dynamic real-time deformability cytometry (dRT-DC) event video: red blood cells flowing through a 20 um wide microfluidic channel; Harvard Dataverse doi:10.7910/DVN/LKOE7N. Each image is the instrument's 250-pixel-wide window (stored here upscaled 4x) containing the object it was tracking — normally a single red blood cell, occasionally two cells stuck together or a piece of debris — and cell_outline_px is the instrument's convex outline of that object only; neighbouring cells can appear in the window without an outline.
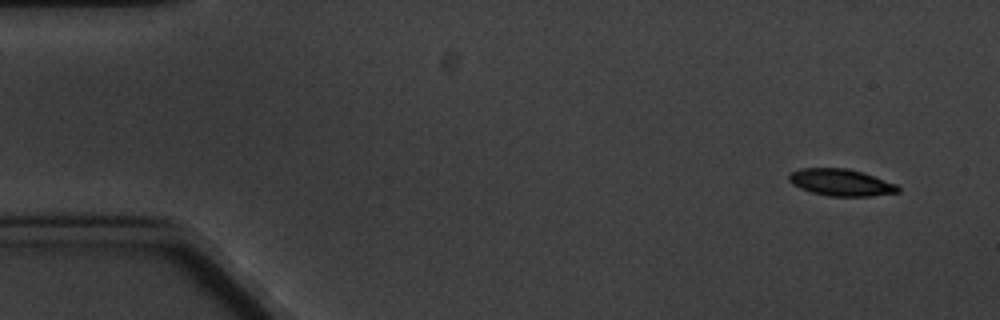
{"species": "common noctule bat (a hibernating species)", "species_latin": "Nyctalus noctula", "temperature_condition": "cold", "stored_images_in_passage": 4, "camera_frame_rate_fps": 3000, "um_per_image_px": 0.085, "animal": {"sex": "male", "body_mass_g": 20.1, "forearm_length_mm": 53.5}, "frame": {"image": 1, "passage_image": 1, "time_ms": 0.0, "image_size_px": [1000, 320], "cell_outline_px": [[900, 192], [872, 196], [828, 196], [812, 192], [800, 188], [792, 184], [788, 180], [788, 176], [792, 172], [800, 168], [848, 168], [864, 172], [896, 184], [900, 188]], "centroid_in_image_um": [71.49, 15.5], "position_along_channel_um": 13.5, "area_um2": 17.17}}